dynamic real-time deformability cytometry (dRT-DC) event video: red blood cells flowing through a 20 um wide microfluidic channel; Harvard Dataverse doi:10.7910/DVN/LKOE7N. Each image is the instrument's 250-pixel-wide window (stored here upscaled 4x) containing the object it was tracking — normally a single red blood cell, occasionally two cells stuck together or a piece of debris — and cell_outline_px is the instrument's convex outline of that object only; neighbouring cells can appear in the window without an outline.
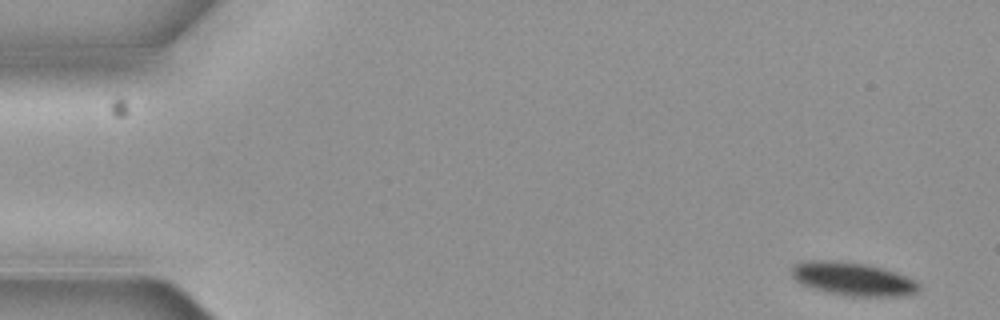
{"species": "common noctule bat (a hibernating species)", "species_latin": "Nyctalus noctula", "temperature_condition": "cold", "stored_images_in_passage": 5, "camera_frame_rate_fps": 3000, "um_per_image_px": 0.085, "animal": {"sex": "female", "body_mass_g": 19.3, "forearm_length_mm": 54.1}, "frame": {"image": 1, "passage_image": 1, "time_ms": 0.0, "image_size_px": [1000, 320], "cell_outline_px": [[920, 292], [904, 296], [844, 296], [824, 292], [800, 284], [792, 276], [792, 264], [804, 260], [836, 260], [868, 264], [884, 268], [896, 272], [916, 280], [920, 284]], "centroid_in_image_um": [72.5, 23.71], "position_along_channel_um": 12.5, "area_um2": 25.32}}
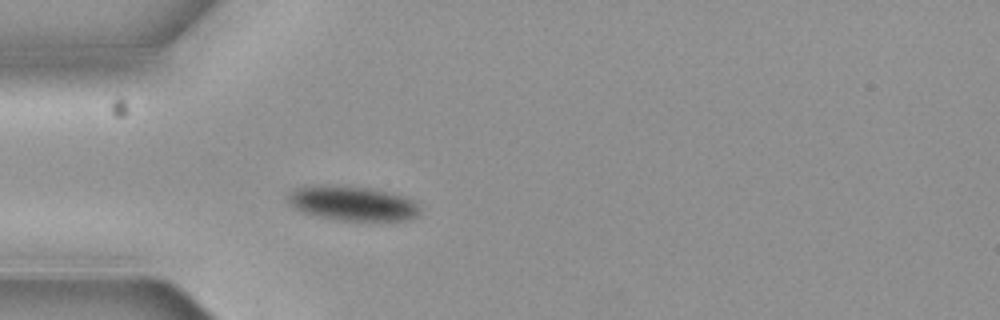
{"frame": {"image": 2, "passage_image": 5, "time_ms": 1.333, "image_size_px": [1000, 320], "cell_outline_px": [[420, 212], [412, 220], [340, 220], [300, 212], [292, 208], [288, 204], [288, 196], [296, 188], [320, 184], [332, 184], [372, 188], [404, 196], [412, 200], [420, 208]], "centroid_in_image_um": [29.94, 17.27], "position_along_channel_um": 55.1, "area_um2": 26.76}}